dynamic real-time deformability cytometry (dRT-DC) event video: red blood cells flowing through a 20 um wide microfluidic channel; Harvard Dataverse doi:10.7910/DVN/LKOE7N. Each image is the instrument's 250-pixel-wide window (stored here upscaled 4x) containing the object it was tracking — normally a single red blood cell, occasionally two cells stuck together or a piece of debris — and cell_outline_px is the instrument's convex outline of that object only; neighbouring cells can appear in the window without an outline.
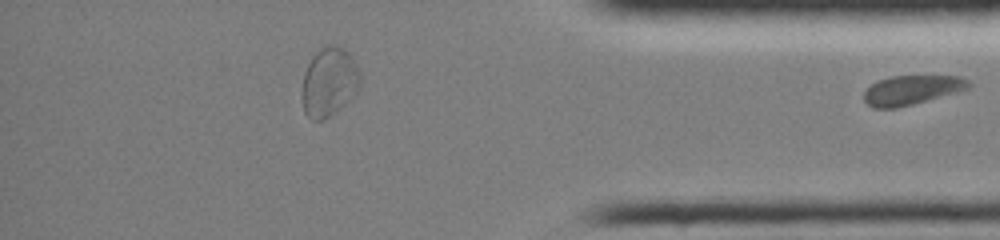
{"species": "common noctule bat (a hibernating species)", "species_latin": "Nyctalus noctula", "temperature_condition": "room temperature", "stored_images_in_passage": 41, "segment_of_instrument_passage": [2, 2], "camera_frame_rate_fps": 3000, "um_per_image_px": 0.085, "animal": {"sex": "female", "body_mass_g": 19.0, "forearm_length_mm": 51.5}, "frame": {"image": 1, "passage_image": 41, "time_ms": 13.333, "image_size_px": [1000, 240], "cell_outline_px": [[972, 84], [968, 88], [956, 92], [912, 104], [896, 108], [872, 108], [864, 100], [864, 92], [872, 84], [880, 80], [892, 76], [960, 76], [968, 80]], "centroid_in_image_um": [77.49, 7.65], "position_along_channel_um": 357.7, "area_um2": 17.63}}